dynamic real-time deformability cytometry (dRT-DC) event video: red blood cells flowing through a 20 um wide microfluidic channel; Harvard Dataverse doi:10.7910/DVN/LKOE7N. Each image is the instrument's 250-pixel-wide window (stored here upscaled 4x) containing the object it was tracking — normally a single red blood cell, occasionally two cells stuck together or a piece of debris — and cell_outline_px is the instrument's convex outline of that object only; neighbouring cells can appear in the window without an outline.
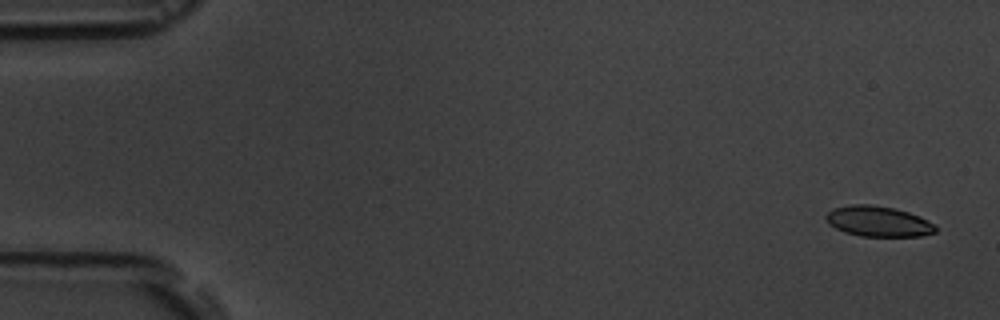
{"species": "common noctule bat (a hibernating species)", "species_latin": "Nyctalus noctula", "temperature_condition": "room temperature", "stored_images_in_passage": 5, "camera_frame_rate_fps": 3000, "um_per_image_px": 0.085, "animal": {"sex": "male", "body_mass_g": 19.5, "forearm_length_mm": 54.6}, "frame": {"image": 1, "passage_image": 1, "time_ms": 0.0, "image_size_px": [1000, 320], "cell_outline_px": [[936, 232], [920, 236], [860, 236], [844, 232], [828, 224], [824, 216], [832, 208], [852, 204], [872, 204], [892, 208], [908, 212], [920, 216], [936, 224]], "centroid_in_image_um": [74.64, 18.81], "position_along_channel_um": 10.4, "area_um2": 19.59}}
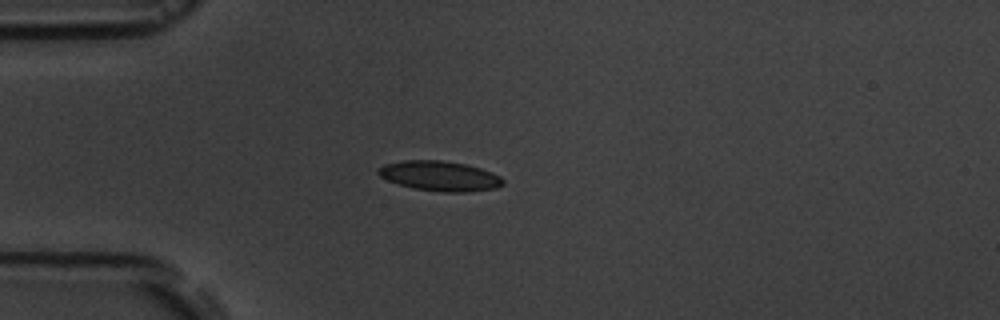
{"frame": {"image": 2, "passage_image": 5, "time_ms": 4.333, "image_size_px": [1000, 320], "cell_outline_px": [[504, 184], [496, 188], [464, 192], [444, 192], [412, 188], [388, 180], [380, 176], [376, 172], [384, 164], [404, 160], [440, 160], [464, 164], [480, 168], [492, 172], [500, 176], [504, 180]], "centroid_in_image_um": [37.39, 14.96], "position_along_channel_um": 47.6, "area_um2": 21.62}}